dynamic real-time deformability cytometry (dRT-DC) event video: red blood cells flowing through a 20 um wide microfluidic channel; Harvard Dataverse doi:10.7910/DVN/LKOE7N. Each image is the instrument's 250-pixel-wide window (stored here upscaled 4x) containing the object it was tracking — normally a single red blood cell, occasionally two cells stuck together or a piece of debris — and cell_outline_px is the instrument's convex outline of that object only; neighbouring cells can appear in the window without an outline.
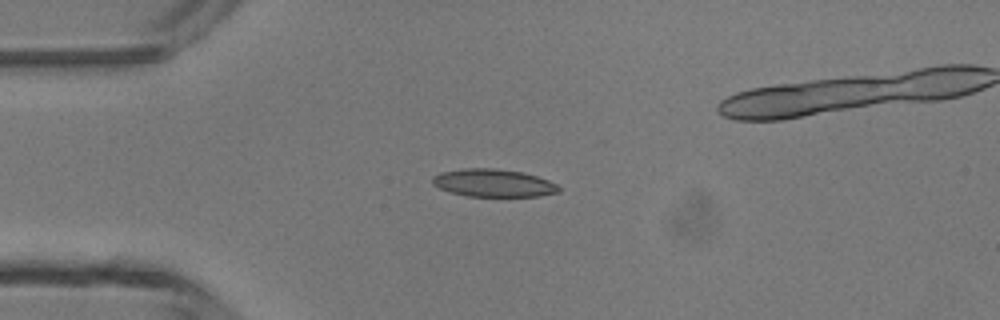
{"species": "common noctule bat (a hibernating species)", "species_latin": "Nyctalus noctula", "temperature_condition": "room temperature", "stored_images_in_passage": 33, "camera_frame_rate_fps": 3000, "um_per_image_px": 0.085, "animal": {"sex": "male", "body_mass_g": 13.3}, "frame": {"image": 1, "passage_image": 2, "time_ms": 0.333, "image_size_px": [1000, 320], "cell_outline_px": [[560, 192], [540, 196], [468, 196], [452, 192], [440, 188], [432, 184], [432, 176], [440, 172], [460, 168], [492, 168], [524, 172], [548, 180], [556, 184], [560, 188]], "centroid_in_image_um": [41.93, 15.54], "position_along_channel_um": 43.1, "area_um2": 20.46}}
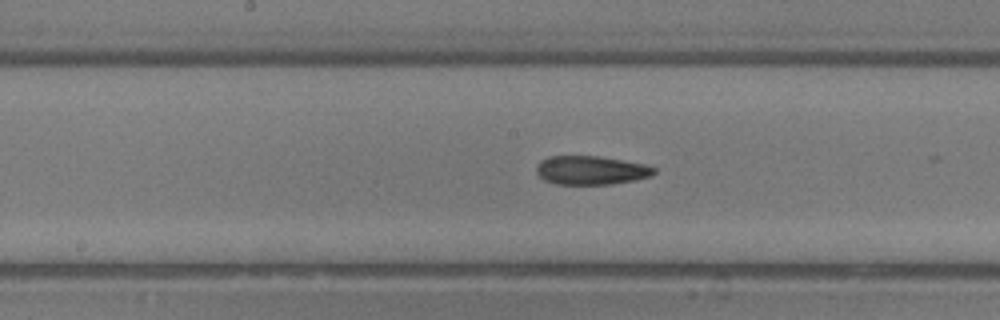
{"frame": {"image": 2, "passage_image": 14, "time_ms": 4.333, "image_size_px": [1000, 320], "cell_outline_px": [[656, 172], [652, 176], [612, 184], [556, 184], [544, 180], [536, 172], [536, 168], [540, 160], [548, 156], [600, 156], [644, 164], [656, 168]], "centroid_in_image_um": [50.22, 14.47], "position_along_channel_um": 198.0, "area_um2": 19.71}}
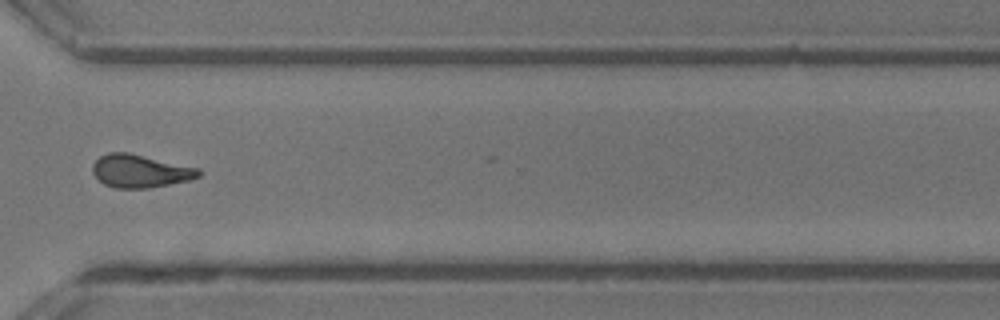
{"frame": {"image": 3, "passage_image": 25, "time_ms": 8.0, "image_size_px": [1000, 320], "cell_outline_px": [[204, 172], [200, 176], [188, 180], [148, 188], [116, 188], [104, 184], [92, 172], [92, 164], [100, 156], [108, 152], [128, 152], [200, 168]], "centroid_in_image_um": [11.93, 14.53], "position_along_channel_um": 358.7, "area_um2": 20.4}, "authors_computed_cell_mechanics": {"area_um2": 19.8254, "velocity_mm_per_s": 4.4015, "shape_relaxation_time_tau1_ms": 9.4366, "shape_relaxation_time_tau2_ms": 2.5845, "deformation_change_tau1": 0.2607, "deformation_change_tau2": 0.1148}}